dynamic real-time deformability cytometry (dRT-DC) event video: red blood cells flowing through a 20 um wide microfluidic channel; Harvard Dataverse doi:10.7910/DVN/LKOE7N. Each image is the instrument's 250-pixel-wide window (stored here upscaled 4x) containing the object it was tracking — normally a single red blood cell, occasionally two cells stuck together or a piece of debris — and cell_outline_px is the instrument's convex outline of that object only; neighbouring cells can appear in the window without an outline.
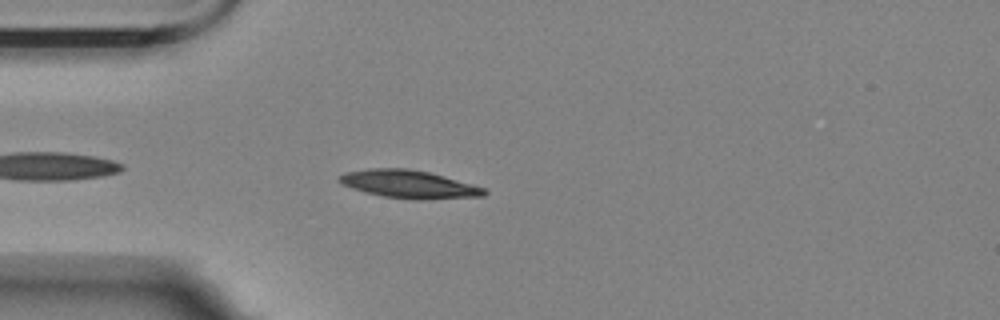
{"species": "Egyptian fruit bat (a non-hibernating species)", "species_latin": "Rousettus aegyptiacus", "temperature_condition": "room temperature", "stored_images_in_passage": 30, "camera_frame_rate_fps": 3000, "um_per_image_px": 0.085, "animal": {"sex": "female"}, "frame": {"image": 1, "passage_image": 4, "time_ms": 1.0, "image_size_px": [1000, 320], "cell_outline_px": [[488, 192], [484, 196], [420, 200], [416, 200], [384, 196], [364, 192], [340, 184], [336, 180], [344, 172], [368, 168], [408, 168], [428, 172], [444, 176], [472, 184], [484, 188]], "centroid_in_image_um": [34.72, 15.65], "position_along_channel_um": 50.3, "area_um2": 23.7}}
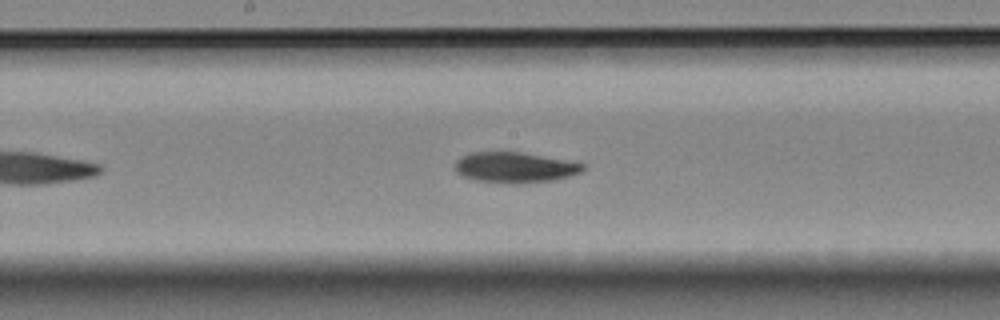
{"frame": {"image": 2, "passage_image": 18, "time_ms": 5.667, "image_size_px": [1000, 320], "cell_outline_px": [[584, 168], [580, 172], [568, 176], [552, 180], [476, 180], [464, 176], [456, 172], [456, 160], [472, 152], [520, 152], [568, 160], [584, 164]], "centroid_in_image_um": [43.77, 14.17], "position_along_channel_um": 204.4, "area_um2": 21.33}}
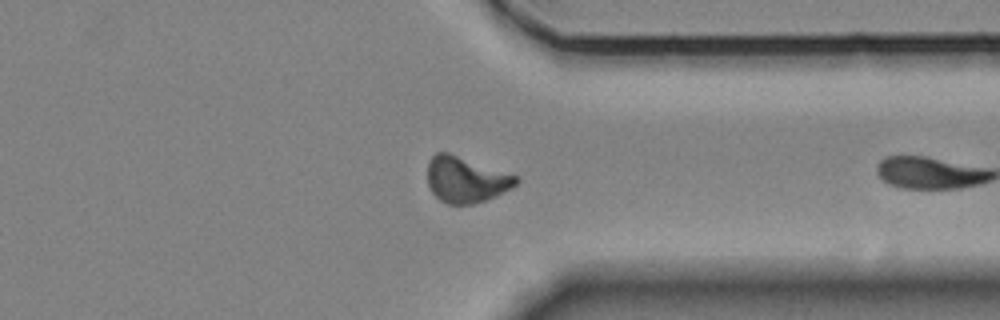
{"frame": {"image": 3, "passage_image": 29, "time_ms": 9.333, "image_size_px": [1000, 320], "cell_outline_px": [[520, 180], [512, 188], [496, 196], [472, 204], [448, 204], [440, 200], [432, 192], [428, 184], [428, 164], [432, 156], [436, 152], [448, 152], [520, 176]], "centroid_in_image_um": [39.63, 15.26], "position_along_channel_um": 371.8, "area_um2": 23.76}}